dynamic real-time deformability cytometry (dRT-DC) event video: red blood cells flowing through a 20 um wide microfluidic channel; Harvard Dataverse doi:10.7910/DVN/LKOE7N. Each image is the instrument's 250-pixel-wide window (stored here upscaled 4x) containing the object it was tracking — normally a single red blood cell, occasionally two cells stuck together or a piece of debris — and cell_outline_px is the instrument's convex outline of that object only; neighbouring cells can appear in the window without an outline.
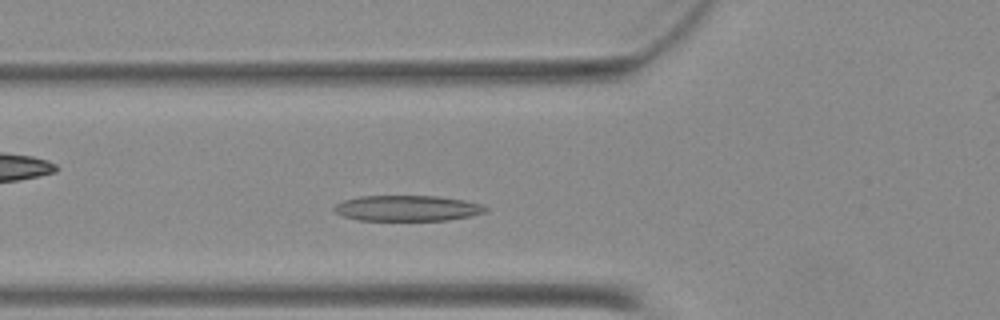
{"species": "Egyptian fruit bat (a non-hibernating species)", "species_latin": "Rousettus aegyptiacus", "temperature_condition": "warm", "stored_images_in_passage": 29, "camera_frame_rate_fps": 3000, "um_per_image_px": 0.085, "animal": {"sex": "female"}, "frame": {"image": 1, "passage_image": 7, "time_ms": 2.0, "image_size_px": [1000, 320], "cell_outline_px": [[488, 208], [484, 212], [472, 216], [448, 220], [356, 220], [344, 216], [336, 212], [332, 208], [336, 204], [344, 200], [360, 196], [436, 196], [464, 200], [484, 204]], "centroid_in_image_um": [34.64, 17.7], "position_along_channel_um": 91.2, "area_um2": 22.66}}
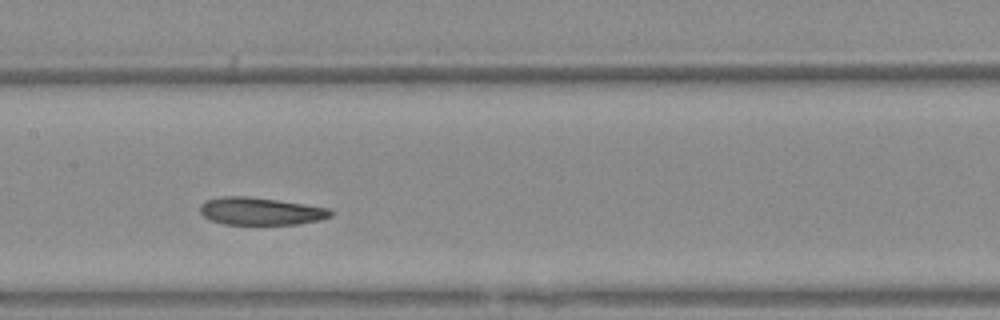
{"frame": {"image": 2, "passage_image": 14, "time_ms": 4.333, "image_size_px": [1000, 320], "cell_outline_px": [[336, 212], [332, 216], [320, 220], [300, 224], [264, 228], [224, 224], [212, 220], [204, 216], [200, 212], [200, 204], [208, 200], [224, 196], [248, 196], [332, 208]], "centroid_in_image_um": [22.23, 18.01], "position_along_channel_um": 185.2, "area_um2": 22.08}}
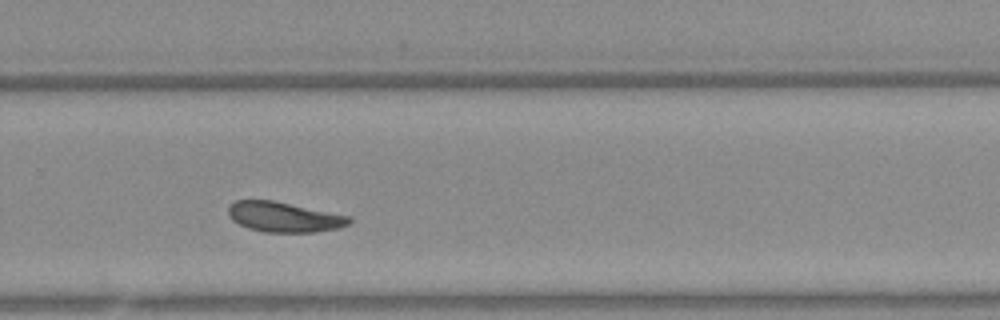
{"frame": {"image": 3, "passage_image": 23, "time_ms": 7.333, "image_size_px": [1000, 320], "cell_outline_px": [[352, 220], [348, 224], [340, 228], [316, 232], [264, 232], [248, 228], [232, 220], [228, 216], [228, 208], [236, 200], [272, 200], [348, 216]], "centroid_in_image_um": [24.12, 18.45], "position_along_channel_um": 305.7, "area_um2": 20.98}}